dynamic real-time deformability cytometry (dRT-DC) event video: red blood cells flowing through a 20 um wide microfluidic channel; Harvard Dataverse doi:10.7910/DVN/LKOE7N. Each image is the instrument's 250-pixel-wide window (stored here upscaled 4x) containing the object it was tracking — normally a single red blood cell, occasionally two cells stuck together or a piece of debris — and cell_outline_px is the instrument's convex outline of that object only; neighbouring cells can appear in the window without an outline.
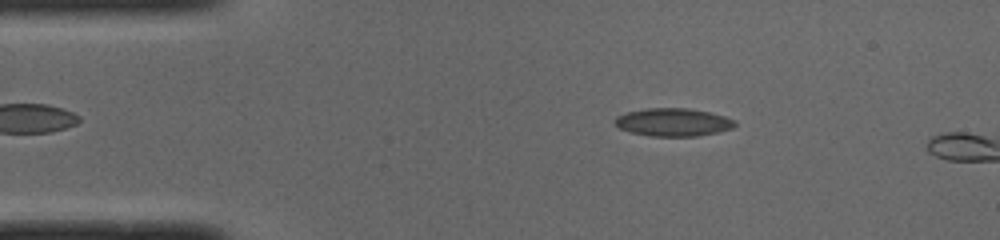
{"species": "common noctule bat (a hibernating species)", "species_latin": "Nyctalus noctula", "temperature_condition": "cold", "stored_images_in_passage": 8, "camera_frame_rate_fps": 3000, "um_per_image_px": 0.085, "animal": {"sex": "male", "body_mass_g": 19.0, "forearm_length_mm": 50.8}, "frame": {"image": 1, "passage_image": 7, "time_ms": 2.0, "image_size_px": [1000, 240], "cell_outline_px": [[736, 124], [732, 128], [720, 132], [696, 136], [652, 136], [632, 132], [620, 128], [616, 124], [616, 116], [628, 112], [648, 108], [688, 108], [708, 112], [724, 116], [736, 120]], "centroid_in_image_um": [57.27, 10.39], "position_along_channel_um": 27.7, "area_um2": 19.36}}